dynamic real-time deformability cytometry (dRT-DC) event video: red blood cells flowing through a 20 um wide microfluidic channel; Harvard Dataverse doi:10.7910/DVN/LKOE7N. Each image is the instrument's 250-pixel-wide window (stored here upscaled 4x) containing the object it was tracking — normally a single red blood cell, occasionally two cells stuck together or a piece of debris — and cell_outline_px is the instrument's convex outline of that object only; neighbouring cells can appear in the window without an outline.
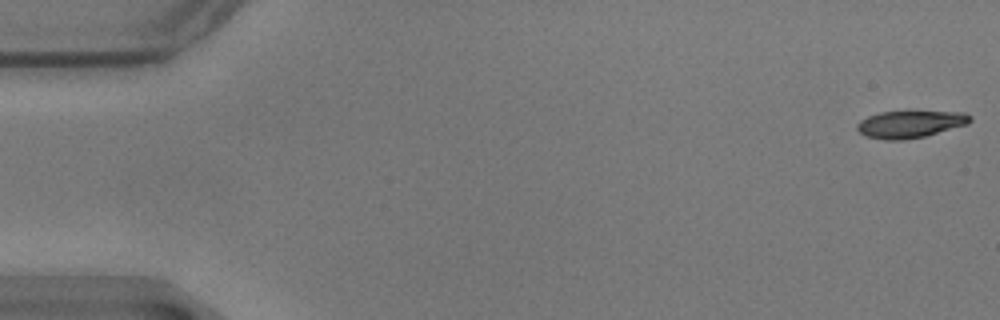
{"species": "common noctule bat (a hibernating species)", "species_latin": "Nyctalus noctula", "temperature_condition": "warm", "stored_images_in_passage": 10, "camera_frame_rate_fps": 3000, "um_per_image_px": 0.085, "animal": {"sex": "male", "body_mass_g": 17.9}, "frame": {"image": 1, "passage_image": 1, "time_ms": 0.0, "image_size_px": [1000, 320], "cell_outline_px": [[972, 120], [968, 124], [924, 136], [900, 140], [888, 140], [868, 136], [860, 132], [856, 128], [856, 124], [860, 120], [868, 116], [880, 112], [964, 112], [972, 116]], "centroid_in_image_um": [77.37, 10.55], "position_along_channel_um": 7.6, "area_um2": 17.57}}